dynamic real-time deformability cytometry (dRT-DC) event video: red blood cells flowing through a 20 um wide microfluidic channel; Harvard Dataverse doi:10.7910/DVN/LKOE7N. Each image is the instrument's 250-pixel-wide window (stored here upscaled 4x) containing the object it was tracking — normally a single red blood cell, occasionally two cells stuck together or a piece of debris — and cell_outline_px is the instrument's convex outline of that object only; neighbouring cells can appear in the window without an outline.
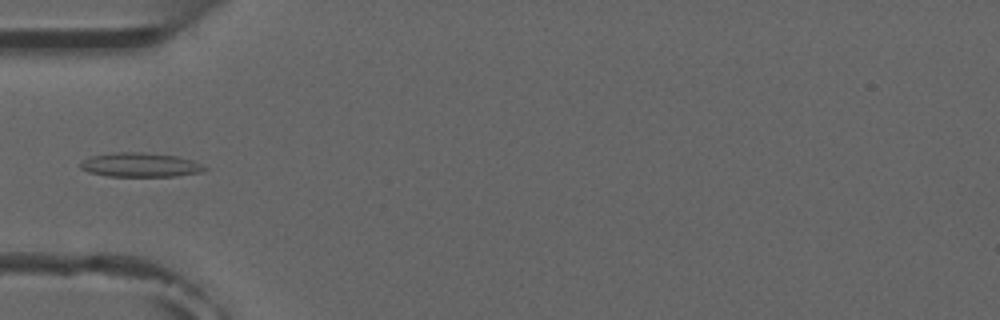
{"species": "common noctule bat (a hibernating species)", "species_latin": "Nyctalus noctula", "temperature_condition": "room temperature", "stored_images_in_passage": 4, "camera_frame_rate_fps": 3000, "um_per_image_px": 0.085, "animal": {"sex": "male", "forearm_length_mm": 52.5}, "frame": {"image": 1, "passage_image": 4, "time_ms": 3.333, "image_size_px": [1000, 320], "cell_outline_px": [[208, 168], [200, 172], [176, 176], [108, 176], [88, 172], [80, 168], [80, 164], [88, 156], [116, 152], [140, 152], [176, 156], [192, 160]], "centroid_in_image_um": [11.88, 14.01], "position_along_channel_um": 73.1, "area_um2": 17.4}}